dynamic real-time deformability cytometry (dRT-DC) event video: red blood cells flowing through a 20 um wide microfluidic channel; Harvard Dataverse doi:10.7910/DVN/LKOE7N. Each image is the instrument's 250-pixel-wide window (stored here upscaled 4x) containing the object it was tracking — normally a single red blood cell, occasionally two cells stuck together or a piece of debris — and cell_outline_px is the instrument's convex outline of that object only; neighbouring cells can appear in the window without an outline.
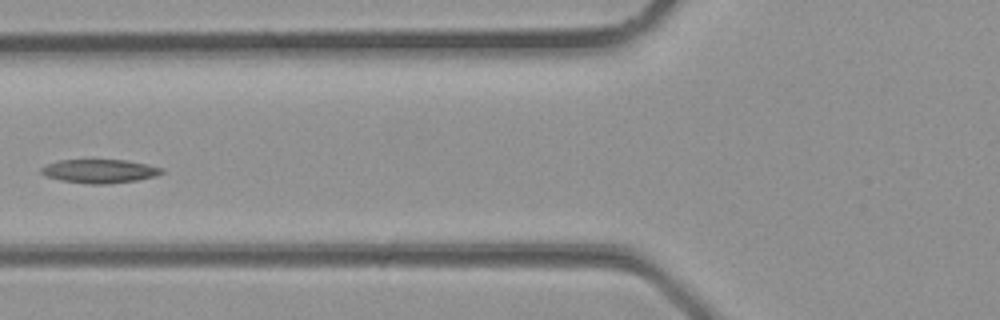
{"species": "common noctule bat (a hibernating species)", "species_latin": "Nyctalus noctula", "temperature_condition": "room temperature", "stored_images_in_passage": 31, "camera_frame_rate_fps": 3000, "um_per_image_px": 0.085, "animal": {"sex": "male", "body_mass_g": 23.1, "forearm_length_mm": 52.7}, "frame": {"image": 1, "passage_image": 10, "time_ms": 3.0, "image_size_px": [1000, 320], "cell_outline_px": [[164, 172], [156, 176], [136, 180], [108, 184], [88, 184], [60, 180], [44, 176], [40, 172], [40, 168], [48, 164], [60, 160], [128, 160], [148, 164], [164, 168]], "centroid_in_image_um": [8.48, 14.55], "position_along_channel_um": 117.3, "area_um2": 16.76}}
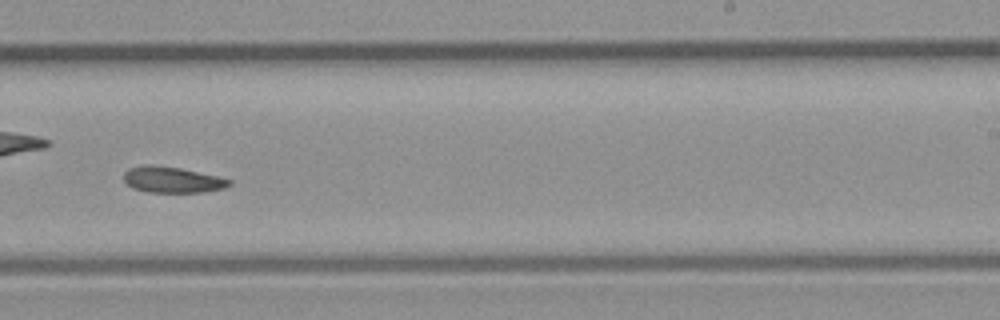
{"frame": {"image": 2, "passage_image": 18, "time_ms": 5.667, "image_size_px": [1000, 320], "cell_outline_px": [[232, 184], [224, 188], [204, 192], [148, 192], [132, 188], [124, 180], [124, 172], [128, 168], [140, 164], [152, 164], [180, 168], [216, 176], [232, 180]], "centroid_in_image_um": [14.61, 15.27], "position_along_channel_um": 274.4, "area_um2": 16.07}}
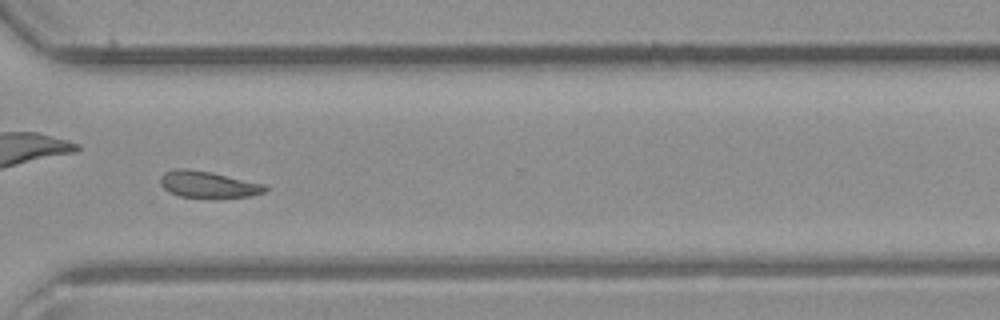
{"frame": {"image": 3, "passage_image": 22, "time_ms": 7.0, "image_size_px": [1000, 320], "cell_outline_px": [[268, 188], [264, 192], [248, 196], [180, 196], [168, 192], [160, 184], [160, 176], [164, 172], [176, 168], [188, 168], [212, 172], [264, 184]], "centroid_in_image_um": [17.63, 15.64], "position_along_channel_um": 353.0, "area_um2": 15.84}}